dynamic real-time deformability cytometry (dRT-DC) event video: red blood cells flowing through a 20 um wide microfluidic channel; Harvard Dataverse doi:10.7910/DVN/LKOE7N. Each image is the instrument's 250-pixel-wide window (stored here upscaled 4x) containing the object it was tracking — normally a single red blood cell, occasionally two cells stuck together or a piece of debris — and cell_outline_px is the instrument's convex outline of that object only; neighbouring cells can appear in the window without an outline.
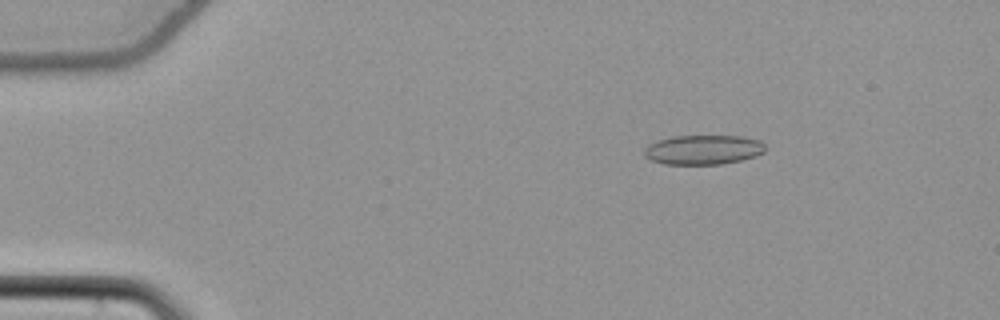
{"species": "common noctule bat (a hibernating species)", "species_latin": "Nyctalus noctula", "temperature_condition": "cold", "stored_images_in_passage": 55, "camera_frame_rate_fps": 3000, "um_per_image_px": 0.085, "animal": {"sex": "female", "body_mass_g": 22.7, "forearm_length_mm": 54.2}, "frame": {"image": 1, "passage_image": 10, "time_ms": 3.0, "image_size_px": [1000, 320], "cell_outline_px": [[764, 152], [756, 156], [724, 164], [664, 164], [652, 160], [644, 156], [644, 148], [648, 144], [656, 140], [672, 136], [740, 136], [760, 140], [764, 144]], "centroid_in_image_um": [59.75, 12.72], "position_along_channel_um": 25.3, "area_um2": 20.92}}
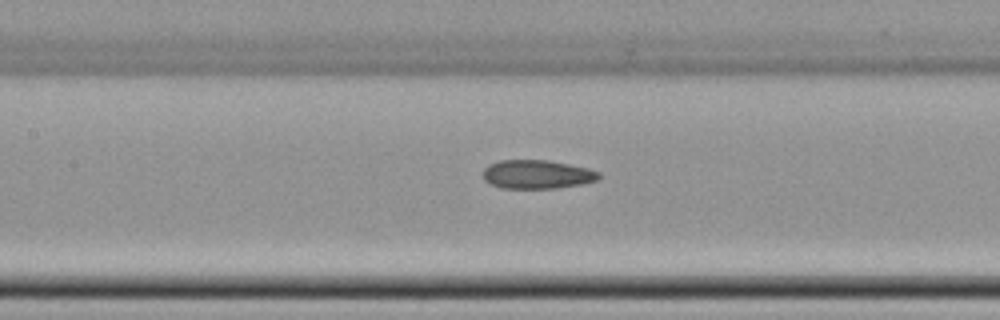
{"frame": {"image": 2, "passage_image": 27, "time_ms": 8.667, "image_size_px": [1000, 320], "cell_outline_px": [[600, 176], [596, 180], [584, 184], [556, 188], [500, 188], [488, 184], [484, 180], [484, 168], [488, 164], [500, 160], [548, 160], [588, 168], [600, 172]], "centroid_in_image_um": [45.63, 14.82], "position_along_channel_um": 161.8, "area_um2": 19.54}}
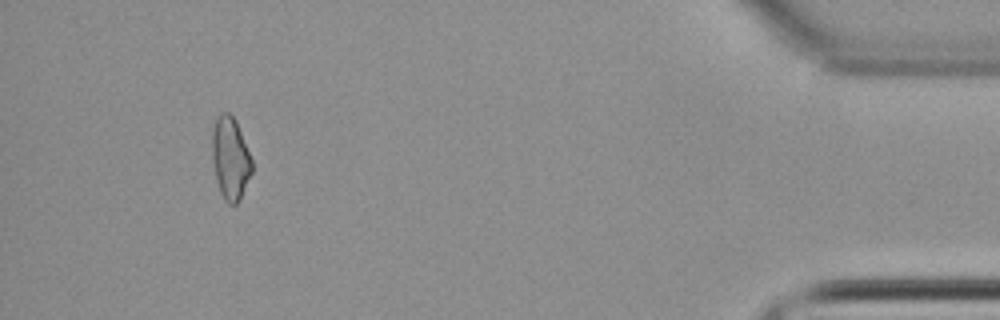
{"frame": {"image": 3, "passage_image": 52, "time_ms": 17.0, "image_size_px": [1000, 320], "cell_outline_px": [[252, 172], [240, 200], [236, 204], [228, 204], [224, 200], [220, 192], [216, 180], [212, 160], [212, 132], [216, 116], [220, 112], [228, 112], [236, 120], [252, 160]], "centroid_in_image_um": [19.57, 13.45], "position_along_channel_um": 415.6, "area_um2": 19.31}, "authors_computed_cell_mechanics": {"area_um2": 19.7676, "velocity_mm_per_s": 3.8372, "shape_relaxation_time_tau1_ms": null, "shape_relaxation_time_tau2_ms": 3.9272, "deformation_change_tau1": null, "deformation_change_tau2": 0.1008}}